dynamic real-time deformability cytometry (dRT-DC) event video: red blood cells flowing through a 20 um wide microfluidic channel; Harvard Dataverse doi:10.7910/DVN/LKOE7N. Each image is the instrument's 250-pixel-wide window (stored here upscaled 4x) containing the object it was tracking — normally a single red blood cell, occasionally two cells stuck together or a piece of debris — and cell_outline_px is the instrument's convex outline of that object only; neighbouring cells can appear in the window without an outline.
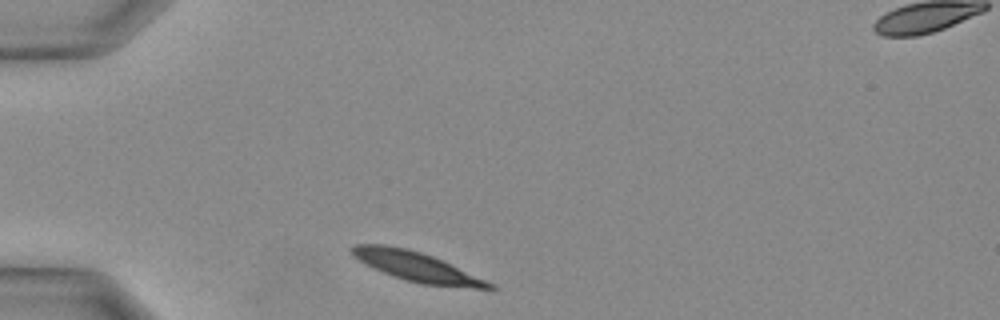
{"species": "Egyptian fruit bat (a non-hibernating species)", "species_latin": "Rousettus aegyptiacus", "temperature_condition": "warm", "stored_images_in_passage": 22, "camera_frame_rate_fps": 3000, "um_per_image_px": 0.085, "animal": {"sex": "female"}, "frame": {"image": 1, "passage_image": 1, "time_ms": 0.0, "image_size_px": [1000, 320], "cell_outline_px": [[496, 288], [472, 288], [420, 284], [392, 276], [352, 256], [352, 248], [356, 244], [384, 244], [404, 248], [420, 252], [432, 256], [496, 284]], "centroid_in_image_um": [35.45, 22.68], "position_along_channel_um": 49.5, "area_um2": 23.12}}
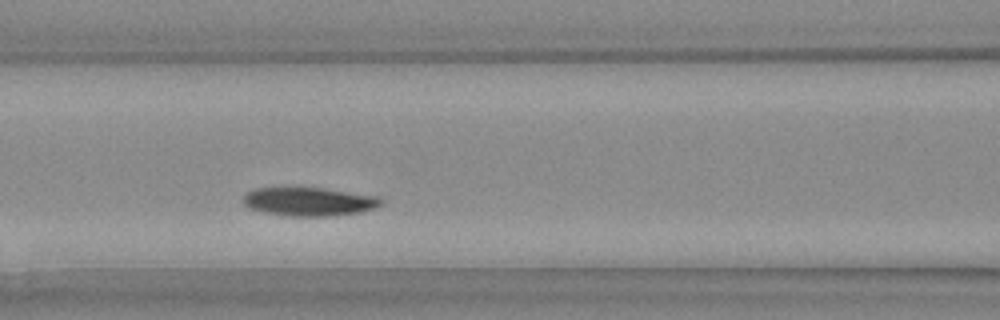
{"frame": {"image": 2, "passage_image": 7, "time_ms": 2.0, "image_size_px": [1000, 320], "cell_outline_px": [[384, 204], [376, 208], [360, 212], [332, 216], [288, 216], [264, 212], [248, 208], [244, 204], [244, 196], [248, 192], [256, 188], [324, 188], [384, 196]], "centroid_in_image_um": [26.38, 17.14], "position_along_channel_um": 140.2, "area_um2": 23.29}}
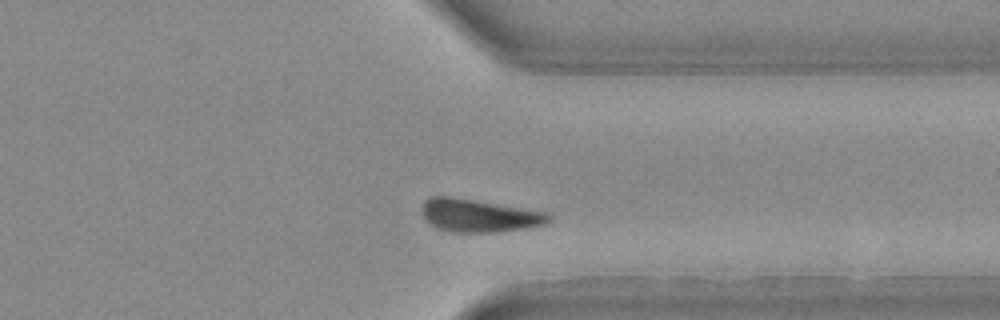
{"frame": {"image": 3, "passage_image": 19, "time_ms": 6.0, "image_size_px": [1000, 320], "cell_outline_px": [[552, 220], [544, 224], [528, 228], [496, 232], [452, 232], [436, 228], [424, 216], [420, 208], [424, 200], [428, 196], [448, 196], [548, 212], [552, 216]], "centroid_in_image_um": [40.72, 18.32], "position_along_channel_um": 370.7, "area_um2": 24.33}}